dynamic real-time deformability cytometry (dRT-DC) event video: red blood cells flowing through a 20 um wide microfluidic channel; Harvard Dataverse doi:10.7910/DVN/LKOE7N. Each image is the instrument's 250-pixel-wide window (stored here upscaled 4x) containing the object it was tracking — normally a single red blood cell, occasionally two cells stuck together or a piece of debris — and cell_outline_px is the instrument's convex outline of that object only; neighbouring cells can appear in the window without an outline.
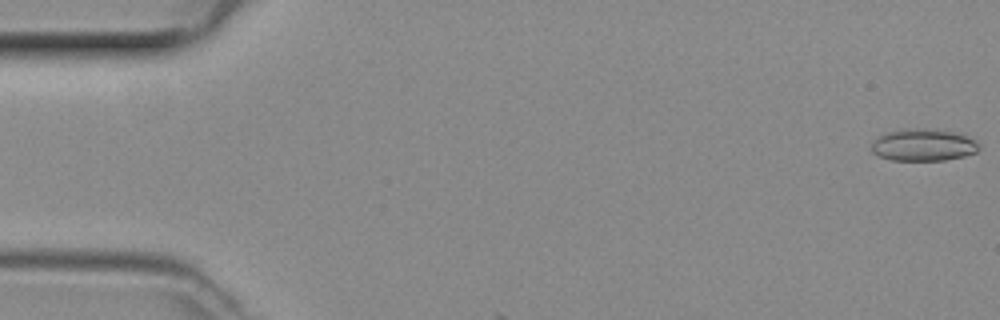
{"species": "common noctule bat (a hibernating species)", "species_latin": "Nyctalus noctula", "temperature_condition": "room temperature", "stored_images_in_passage": 4, "camera_frame_rate_fps": 3000, "um_per_image_px": 0.085, "animal": {"sex": "female", "body_mass_g": 29.2, "forearm_length_mm": 56.3}, "frame": {"image": 1, "passage_image": 1, "time_ms": 0.0, "image_size_px": [1000, 320], "cell_outline_px": [[980, 148], [976, 152], [964, 156], [944, 160], [892, 160], [876, 156], [872, 152], [872, 140], [888, 132], [900, 128], [936, 128], [964, 132], [976, 140], [980, 144]], "centroid_in_image_um": [78.54, 12.29], "position_along_channel_um": 6.5, "area_um2": 20.87}}